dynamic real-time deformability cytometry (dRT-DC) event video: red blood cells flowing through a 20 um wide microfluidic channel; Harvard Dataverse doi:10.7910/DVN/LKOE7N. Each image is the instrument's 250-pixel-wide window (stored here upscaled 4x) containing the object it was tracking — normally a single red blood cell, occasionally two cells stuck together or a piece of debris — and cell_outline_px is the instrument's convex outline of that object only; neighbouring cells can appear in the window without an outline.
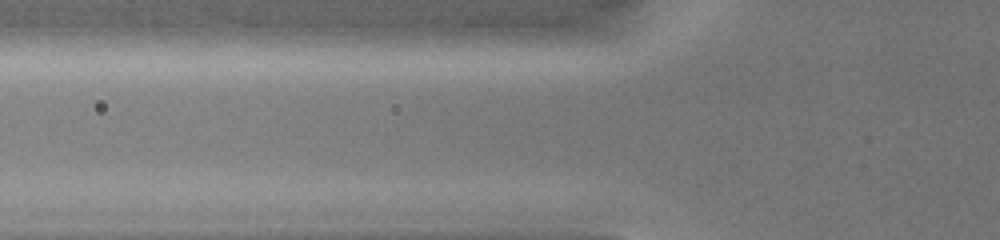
{"species": "common noctule bat (a hibernating species)", "species_latin": "Nyctalus noctula", "temperature_condition": "warm", "stored_images_in_passage": 2, "camera_frame_rate_fps": 3000, "um_per_image_px": 0.085, "animal": {"sex": "female", "body_mass_g": 19.0, "forearm_length_mm": 51.5}, "frame": {"image": 1, "passage_image": 2, "time_ms": 0.333, "image_size_px": [1000, 240], "cell_outline_px": [[624, 32], [616, 40], [592, 44], [552, 48], [408, 52], [396, 52], [396, 44], [400, 40], [412, 32], [472, 24], [572, 24]], "centroid_in_image_um": [42.84, 3.18], "position_along_channel_um": 83.0, "area_um2": 34.85}}